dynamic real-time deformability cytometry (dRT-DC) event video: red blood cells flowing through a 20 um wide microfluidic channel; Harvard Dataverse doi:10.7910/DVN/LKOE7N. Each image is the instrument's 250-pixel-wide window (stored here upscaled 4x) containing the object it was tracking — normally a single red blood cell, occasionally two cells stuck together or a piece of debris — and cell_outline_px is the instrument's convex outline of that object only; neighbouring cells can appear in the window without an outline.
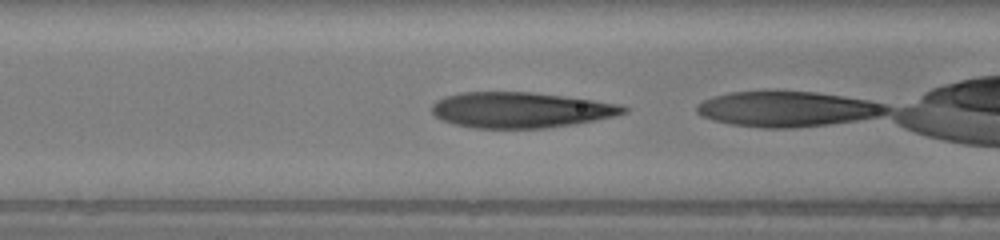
{"species": "human", "species_latin": "Homo sapiens", "temperature_condition": "warm", "stored_images_in_passage": 5, "camera_frame_rate_fps": 3000, "um_per_image_px": 0.085, "donor": {"sex": "female"}, "frame": {"image": 1, "passage_image": 3, "time_ms": 0.667, "image_size_px": [1000, 240], "cell_outline_px": [[628, 112], [612, 116], [576, 124], [544, 128], [472, 128], [456, 124], [444, 120], [436, 116], [432, 112], [432, 104], [436, 100], [444, 96], [460, 92], [532, 92], [564, 96], [620, 104], [628, 108]], "centroid_in_image_um": [44.24, 9.34], "position_along_channel_um": 122.4, "area_um2": 39.71}}